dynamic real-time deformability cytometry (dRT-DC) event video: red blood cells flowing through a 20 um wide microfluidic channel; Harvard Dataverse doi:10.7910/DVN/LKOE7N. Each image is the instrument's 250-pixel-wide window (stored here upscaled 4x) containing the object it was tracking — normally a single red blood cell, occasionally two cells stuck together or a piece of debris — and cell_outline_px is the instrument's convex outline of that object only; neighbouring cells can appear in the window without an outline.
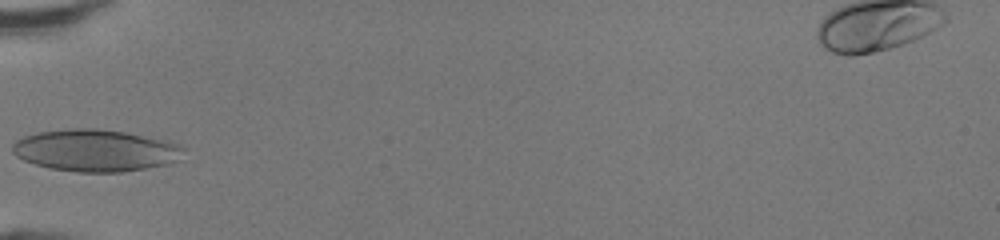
{"species": "human", "species_latin": "Homo sapiens", "temperature_condition": "room temperature", "stored_images_in_passage": 25, "camera_frame_rate_fps": 3000, "um_per_image_px": 0.085, "donor": {"sex": "female"}, "frame": {"image": 1, "passage_image": 1, "time_ms": 0.0, "image_size_px": [1000, 240], "cell_outline_px": [[188, 148], [180, 160], [168, 164], [124, 172], [76, 172], [48, 168], [24, 160], [16, 156], [12, 152], [12, 144], [16, 140], [24, 136], [36, 132], [68, 128], [96, 128], [124, 132], [168, 140], [184, 144]], "centroid_in_image_um": [8.18, 12.78], "position_along_channel_um": 76.8, "area_um2": 42.6}}
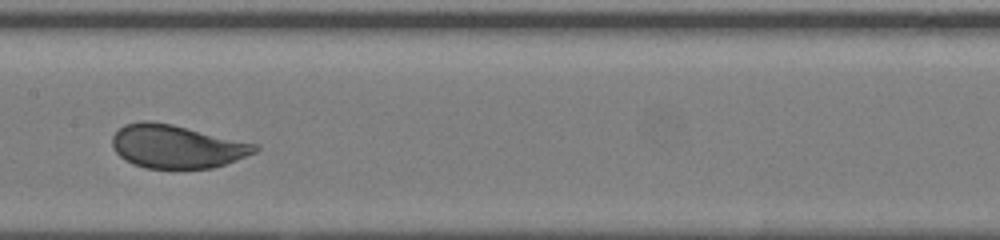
{"frame": {"image": 2, "passage_image": 9, "time_ms": 2.667, "image_size_px": [1000, 240], "cell_outline_px": [[260, 148], [256, 152], [236, 160], [212, 168], [148, 168], [124, 160], [112, 148], [112, 136], [124, 124], [140, 120], [148, 120], [172, 124], [260, 144]], "centroid_in_image_um": [15.03, 12.43], "position_along_channel_um": 192.4, "area_um2": 36.13}}
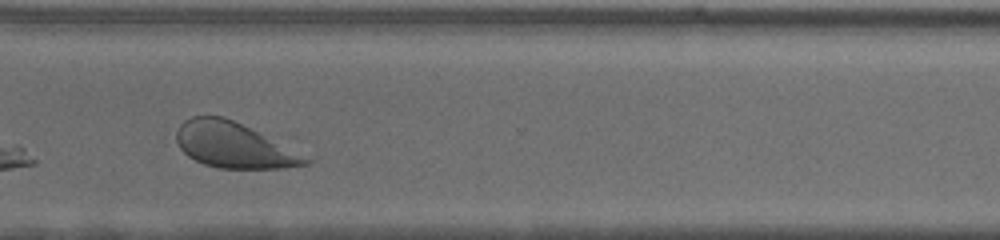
{"frame": {"image": 3, "passage_image": 20, "time_ms": 6.333, "image_size_px": [1000, 240], "cell_outline_px": [[312, 160], [308, 164], [280, 168], [220, 168], [204, 164], [188, 156], [180, 148], [176, 140], [176, 132], [180, 124], [184, 120], [192, 116], [224, 116]], "centroid_in_image_um": [19.77, 12.34], "position_along_channel_um": 350.8, "area_um2": 33.12}, "authors_computed_cell_mechanics": {"area_um2": 36.1828, "velocity_mm_per_s": 4.3192, "shape_relaxation_time_tau1_ms": 2.711, "shape_relaxation_time_tau2_ms": null, "deformation_change_tau1": 0.1139, "deformation_change_tau2": null}}